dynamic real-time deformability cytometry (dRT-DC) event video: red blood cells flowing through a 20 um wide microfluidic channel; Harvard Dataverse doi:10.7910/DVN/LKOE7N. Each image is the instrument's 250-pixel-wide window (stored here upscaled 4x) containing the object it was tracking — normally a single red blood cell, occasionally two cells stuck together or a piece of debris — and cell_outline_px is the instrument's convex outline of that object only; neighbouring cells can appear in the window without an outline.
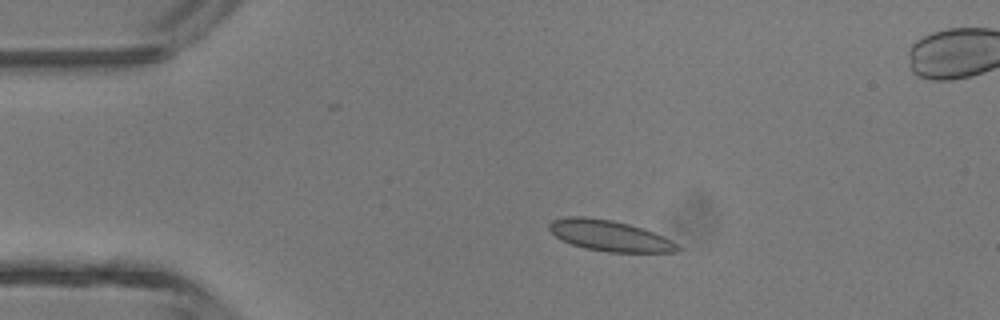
{"species": "common noctule bat (a hibernating species)", "species_latin": "Nyctalus noctula", "temperature_condition": "room temperature", "stored_images_in_passage": 5, "camera_frame_rate_fps": 3000, "um_per_image_px": 0.085, "animal": {"sex": "male", "body_mass_g": 13.3}, "frame": {"image": 1, "passage_image": 2, "time_ms": 2.0, "image_size_px": [1000, 320], "cell_outline_px": [[680, 248], [676, 252], [608, 252], [584, 248], [572, 244], [556, 236], [548, 228], [548, 224], [552, 220], [568, 216], [584, 216], [612, 220], [644, 228], [664, 236], [672, 240]], "centroid_in_image_um": [51.82, 20.02], "position_along_channel_um": 33.2, "area_um2": 23.0}}